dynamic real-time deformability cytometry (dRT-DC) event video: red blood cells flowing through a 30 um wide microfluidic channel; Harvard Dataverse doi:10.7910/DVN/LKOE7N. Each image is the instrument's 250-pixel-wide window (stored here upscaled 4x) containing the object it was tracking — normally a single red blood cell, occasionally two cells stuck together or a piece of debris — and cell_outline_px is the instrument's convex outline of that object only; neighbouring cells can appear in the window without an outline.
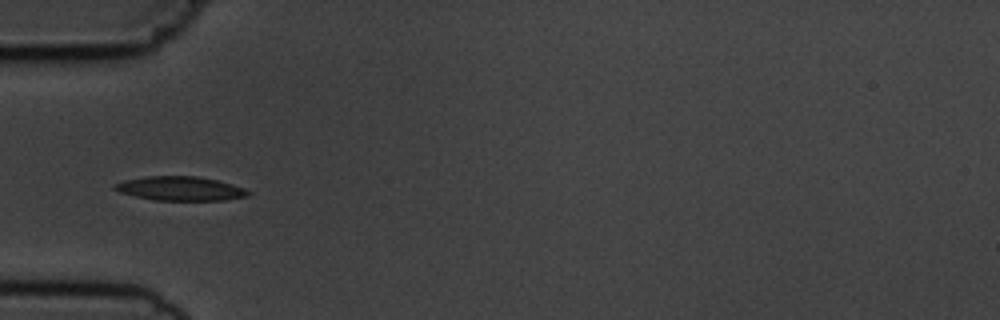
{"species": "common noctule bat (a hibernating species)", "species_latin": "Nyctalus noctula", "temperature_condition": "cold", "stored_images_in_passage": 7, "camera_frame_rate_fps": 3000, "um_per_image_px": 0.085, "animal": {"sex": "male", "body_mass_g": 19.5, "forearm_length_mm": 54.6}, "frame": {"image": 1, "passage_image": 5, "time_ms": 4.667, "image_size_px": [1000, 320], "cell_outline_px": [[252, 192], [248, 196], [228, 200], [156, 200], [136, 196], [120, 192], [112, 188], [112, 184], [124, 180], [144, 176], [200, 176], [232, 184], [244, 188]], "centroid_in_image_um": [15.33, 16.02], "position_along_channel_um": 69.7, "area_um2": 18.84}}
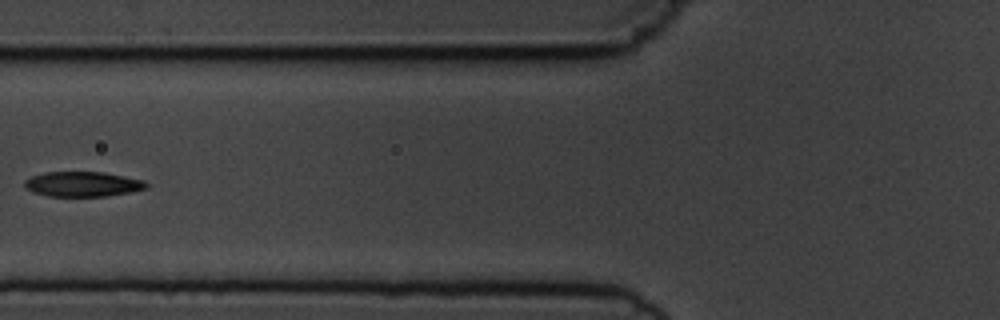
{"frame": {"image": 2, "passage_image": 6, "time_ms": 6.0, "image_size_px": [1000, 320], "cell_outline_px": [[148, 188], [108, 196], [48, 196], [32, 192], [24, 188], [24, 180], [32, 176], [44, 172], [104, 172], [144, 180], [148, 184]], "centroid_in_image_um": [7.0, 15.65], "position_along_channel_um": 118.8, "area_um2": 17.8}}
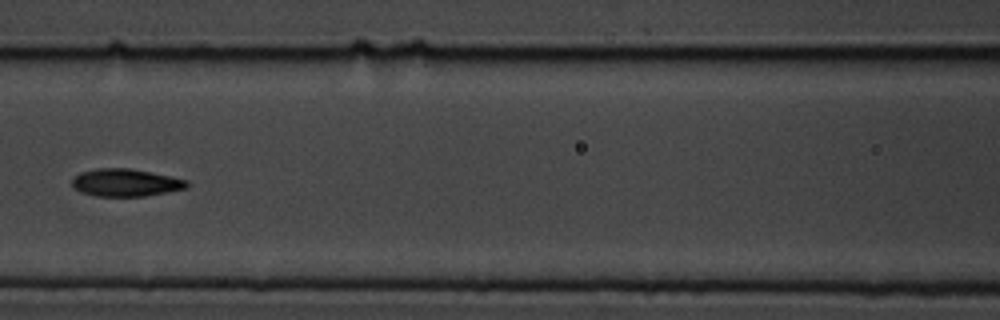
{"frame": {"image": 3, "passage_image": 7, "time_ms": 7.0, "image_size_px": [1000, 320], "cell_outline_px": [[188, 188], [168, 192], [144, 196], [96, 196], [80, 192], [72, 184], [72, 176], [80, 172], [96, 168], [128, 168], [152, 172], [188, 180]], "centroid_in_image_um": [10.67, 15.52], "position_along_channel_um": 155.9, "area_um2": 18.55}}